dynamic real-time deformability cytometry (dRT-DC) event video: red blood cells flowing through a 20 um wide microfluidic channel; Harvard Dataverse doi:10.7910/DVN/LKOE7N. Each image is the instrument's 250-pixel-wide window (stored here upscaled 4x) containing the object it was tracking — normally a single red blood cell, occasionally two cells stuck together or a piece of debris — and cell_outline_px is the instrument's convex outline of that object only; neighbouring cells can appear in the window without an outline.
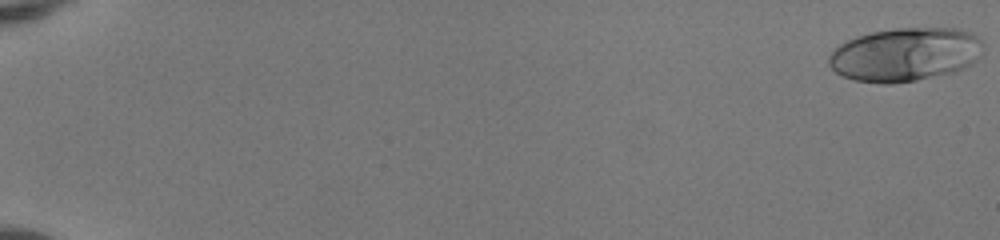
{"species": "human", "species_latin": "Homo sapiens", "temperature_condition": "room temperature", "stored_images_in_passage": 52, "camera_frame_rate_fps": 3000, "um_per_image_px": 0.085, "donor": {"sex": "female"}, "frame": {"image": 1, "passage_image": 1, "time_ms": 0.0, "image_size_px": [1000, 240], "cell_outline_px": [[984, 44], [980, 56], [972, 64], [964, 68], [952, 72], [916, 80], [892, 84], [884, 84], [856, 80], [844, 76], [836, 72], [828, 64], [828, 56], [840, 44], [856, 36], [872, 32], [896, 28], [960, 28], [972, 32]], "centroid_in_image_um": [76.96, 4.62], "position_along_channel_um": 8.0, "area_um2": 48.26}}
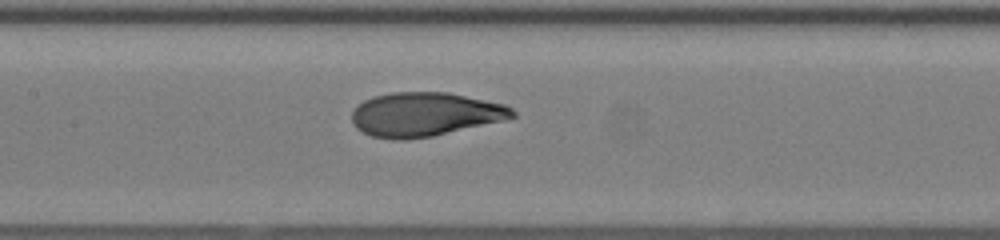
{"frame": {"image": 2, "passage_image": 28, "time_ms": 9.0, "image_size_px": [1000, 240], "cell_outline_px": [[516, 116], [504, 120], [432, 136], [404, 140], [392, 140], [372, 136], [356, 128], [352, 120], [352, 112], [364, 100], [372, 96], [392, 92], [448, 92], [504, 104], [512, 108], [516, 112]], "centroid_in_image_um": [36.11, 9.72], "position_along_channel_um": 171.3, "area_um2": 41.04}}
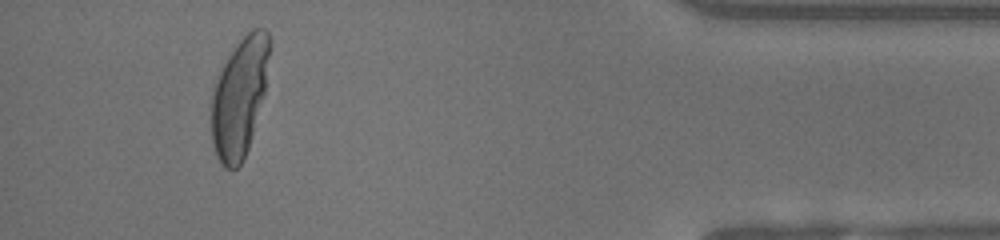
{"frame": {"image": 3, "passage_image": 49, "time_ms": 16.0, "image_size_px": [1000, 240], "cell_outline_px": [[272, 48], [264, 96], [252, 136], [244, 160], [236, 168], [224, 168], [220, 164], [216, 156], [212, 144], [212, 92], [216, 80], [228, 56], [236, 44], [252, 28], [264, 28], [268, 32], [272, 40]], "centroid_in_image_um": [20.4, 8.23], "position_along_channel_um": 414.8, "area_um2": 40.81}, "authors_computed_cell_mechanics": {"area_um2": 41.1536, "velocity_mm_per_s": 4.1158, "shape_relaxation_time_tau1_ms": 4.8418, "shape_relaxation_time_tau2_ms": null, "deformation_change_tau1": 0.2758, "deformation_change_tau2": null}}